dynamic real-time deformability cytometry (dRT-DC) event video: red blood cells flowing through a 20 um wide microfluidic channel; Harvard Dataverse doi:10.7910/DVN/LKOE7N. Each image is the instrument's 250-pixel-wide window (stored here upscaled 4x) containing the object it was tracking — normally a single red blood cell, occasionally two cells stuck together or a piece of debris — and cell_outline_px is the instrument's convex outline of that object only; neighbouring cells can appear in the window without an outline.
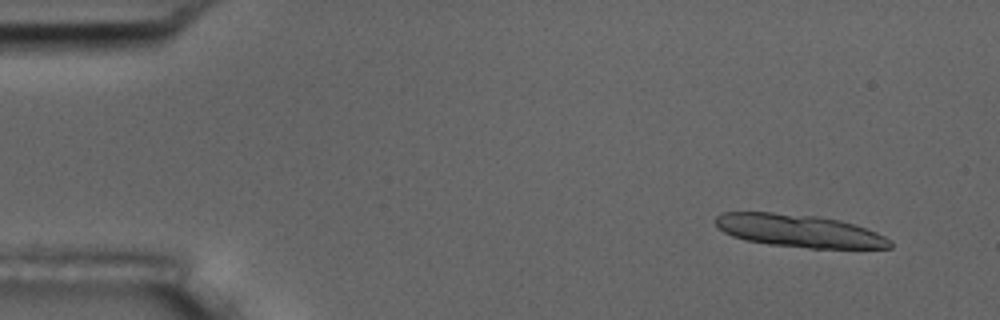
{"species": "common noctule bat (a hibernating species)", "species_latin": "Nyctalus noctula", "temperature_condition": "room temperature", "stored_images_in_passage": 5, "camera_frame_rate_fps": 3000, "um_per_image_px": 0.085, "animal": {"sex": "male", "body_mass_g": 17.5, "forearm_length_mm": 52.3}, "frame": {"image": 1, "passage_image": 2, "time_ms": 1.0, "image_size_px": [1000, 320], "cell_outline_px": [[892, 248], [808, 248], [768, 244], [744, 240], [732, 236], [724, 232], [716, 224], [716, 216], [724, 212], [772, 212], [816, 216], [840, 220], [876, 232], [892, 240]], "centroid_in_image_um": [67.92, 19.62], "position_along_channel_um": 17.1, "area_um2": 33.12}}